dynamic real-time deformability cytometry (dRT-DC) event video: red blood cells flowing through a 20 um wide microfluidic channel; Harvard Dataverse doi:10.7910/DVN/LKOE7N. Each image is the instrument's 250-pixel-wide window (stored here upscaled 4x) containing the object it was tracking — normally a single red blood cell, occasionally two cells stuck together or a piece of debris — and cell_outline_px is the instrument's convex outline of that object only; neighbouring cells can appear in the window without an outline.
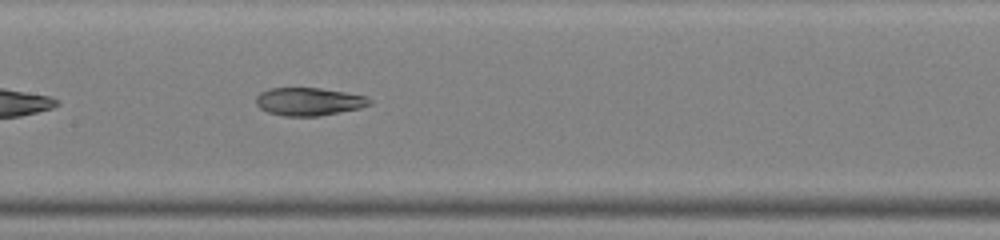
{"species": "common noctule bat (a hibernating species)", "species_latin": "Nyctalus noctula", "temperature_condition": "warm", "stored_images_in_passage": 16, "camera_frame_rate_fps": 3000, "um_per_image_px": 0.085, "animal": {"sex": "male", "body_mass_g": 19.0, "forearm_length_mm": 50.8}, "frame": {"image": 1, "passage_image": 10, "time_ms": 3.0, "image_size_px": [1000, 240], "cell_outline_px": [[372, 104], [360, 108], [320, 116], [284, 116], [268, 112], [260, 108], [256, 104], [256, 96], [260, 92], [268, 88], [320, 88], [368, 96], [372, 100]], "centroid_in_image_um": [26.26, 8.63], "position_along_channel_um": 181.1, "area_um2": 18.61}}